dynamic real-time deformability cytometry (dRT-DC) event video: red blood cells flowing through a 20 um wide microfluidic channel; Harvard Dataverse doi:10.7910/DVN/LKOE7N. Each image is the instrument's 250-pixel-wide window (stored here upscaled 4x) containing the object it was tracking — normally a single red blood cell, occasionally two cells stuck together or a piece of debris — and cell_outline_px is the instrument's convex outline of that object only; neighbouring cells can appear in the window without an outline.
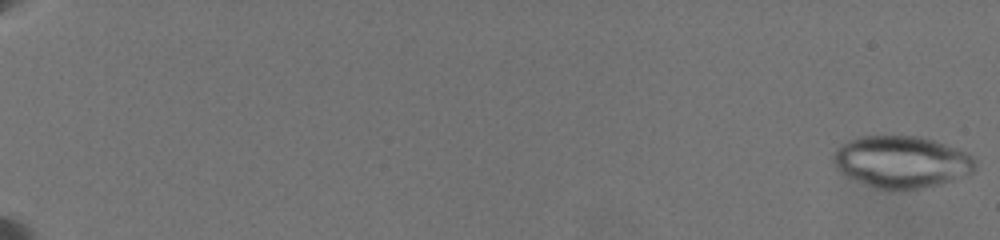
{"species": "common noctule bat (a hibernating species)", "species_latin": "Nyctalus noctula", "temperature_condition": "warm", "stored_images_in_passage": 53, "camera_frame_rate_fps": 3000, "um_per_image_px": 0.085, "animal": {"sex": "female", "body_mass_g": 19.5, "forearm_length_mm": 54.1}, "frame": {"image": 1, "passage_image": 1, "time_ms": 0.0, "image_size_px": [1000, 240], "cell_outline_px": [[976, 168], [972, 172], [952, 180], [940, 184], [920, 188], [876, 188], [852, 180], [844, 176], [836, 168], [832, 160], [832, 156], [836, 148], [840, 144], [856, 136], [920, 136], [936, 140], [956, 148], [972, 156], [976, 160]], "centroid_in_image_um": [76.58, 13.73], "position_along_channel_um": 8.4, "area_um2": 43.06}}